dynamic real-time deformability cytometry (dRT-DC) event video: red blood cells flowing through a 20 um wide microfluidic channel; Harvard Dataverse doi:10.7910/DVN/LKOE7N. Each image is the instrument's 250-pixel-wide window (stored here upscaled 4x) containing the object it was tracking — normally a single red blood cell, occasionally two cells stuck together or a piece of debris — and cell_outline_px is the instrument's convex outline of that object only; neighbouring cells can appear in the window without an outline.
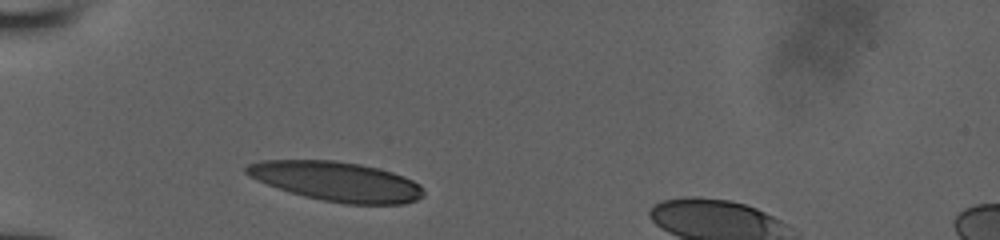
{"species": "human", "species_latin": "Homo sapiens", "temperature_condition": "room temperature", "stored_images_in_passage": 30, "camera_frame_rate_fps": 3000, "um_per_image_px": 0.085, "donor": {"sex": "male"}, "frame": {"image": 1, "passage_image": 1, "time_ms": 0.0, "image_size_px": [1000, 240], "cell_outline_px": [[424, 196], [416, 200], [404, 204], [344, 204], [320, 200], [304, 196], [256, 180], [248, 176], [244, 172], [244, 168], [248, 164], [260, 160], [332, 160], [360, 164], [392, 172], [404, 176], [420, 184], [424, 192]], "centroid_in_image_um": [28.61, 15.42], "position_along_channel_um": 56.4, "area_um2": 40.81}}
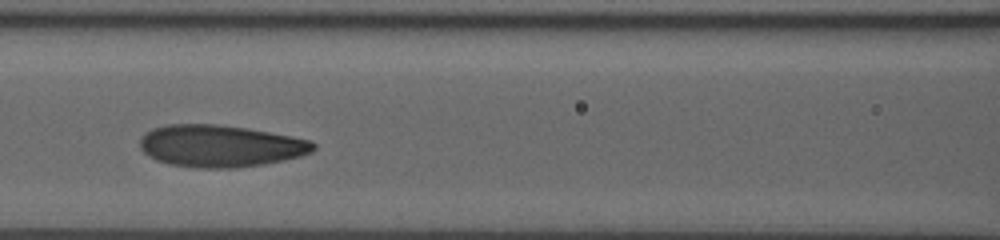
{"frame": {"image": 2, "passage_image": 9, "time_ms": 2.667, "image_size_px": [1000, 240], "cell_outline_px": [[316, 148], [312, 152], [300, 156], [284, 160], [264, 164], [236, 168], [196, 168], [168, 164], [156, 160], [148, 156], [140, 148], [140, 136], [144, 132], [152, 128], [168, 124], [216, 124], [244, 128], [292, 136], [312, 140], [316, 144]], "centroid_in_image_um": [18.7, 12.41], "position_along_channel_um": 147.9, "area_um2": 42.77}}
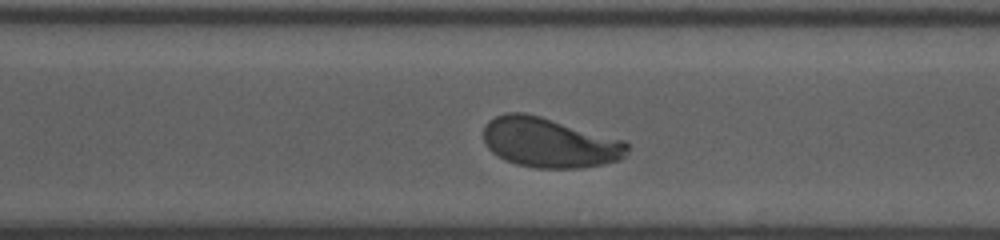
{"frame": {"image": 3, "passage_image": 22, "time_ms": 7.0, "image_size_px": [1000, 240], "cell_outline_px": [[628, 148], [624, 156], [620, 160], [604, 164], [580, 168], [536, 168], [516, 164], [504, 160], [492, 152], [488, 148], [484, 140], [484, 128], [488, 120], [496, 116], [508, 112], [524, 112], [540, 116], [624, 140], [628, 144]], "centroid_in_image_um": [46.69, 12.13], "position_along_channel_um": 323.9, "area_um2": 41.73}}